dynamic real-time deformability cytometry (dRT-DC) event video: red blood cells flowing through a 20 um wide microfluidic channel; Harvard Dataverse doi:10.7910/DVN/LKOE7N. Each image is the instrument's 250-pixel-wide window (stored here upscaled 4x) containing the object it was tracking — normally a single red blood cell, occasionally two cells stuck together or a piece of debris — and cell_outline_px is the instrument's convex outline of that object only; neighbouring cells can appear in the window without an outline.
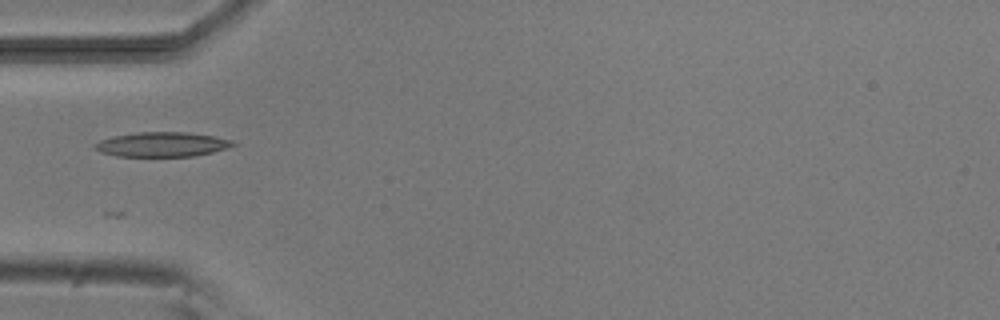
{"species": "common noctule bat (a hibernating species)", "species_latin": "Nyctalus noctula", "temperature_condition": "room temperature", "stored_images_in_passage": 8, "camera_frame_rate_fps": 3000, "um_per_image_px": 0.085, "animal": {"sex": "male", "body_mass_g": 20.5, "forearm_length_mm": 52.5}, "frame": {"image": 1, "passage_image": 5, "time_ms": 5.333, "image_size_px": [1000, 320], "cell_outline_px": [[236, 144], [228, 148], [196, 156], [116, 156], [100, 152], [92, 148], [92, 144], [100, 140], [112, 136], [136, 132], [188, 132], [212, 136], [232, 140]], "centroid_in_image_um": [13.72, 12.27], "position_along_channel_um": 71.3, "area_um2": 19.94}}
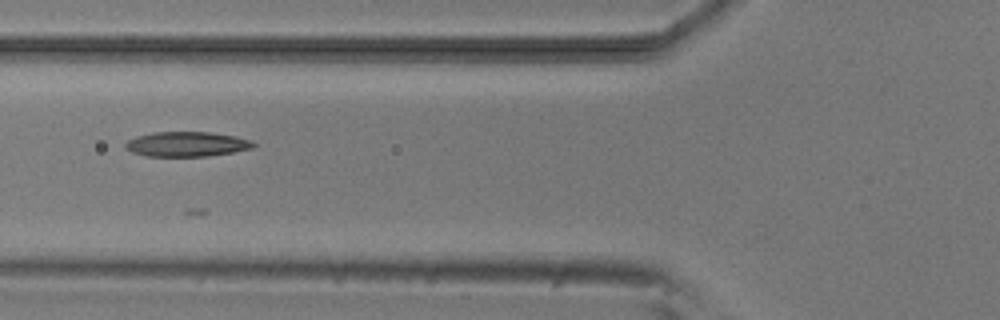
{"frame": {"image": 2, "passage_image": 6, "time_ms": 6.333, "image_size_px": [1000, 320], "cell_outline_px": [[256, 144], [252, 148], [232, 152], [208, 156], [148, 156], [132, 152], [124, 148], [124, 144], [128, 140], [136, 136], [152, 132], [208, 132], [236, 136], [252, 140]], "centroid_in_image_um": [15.86, 12.24], "position_along_channel_um": 109.9, "area_um2": 18.55}}
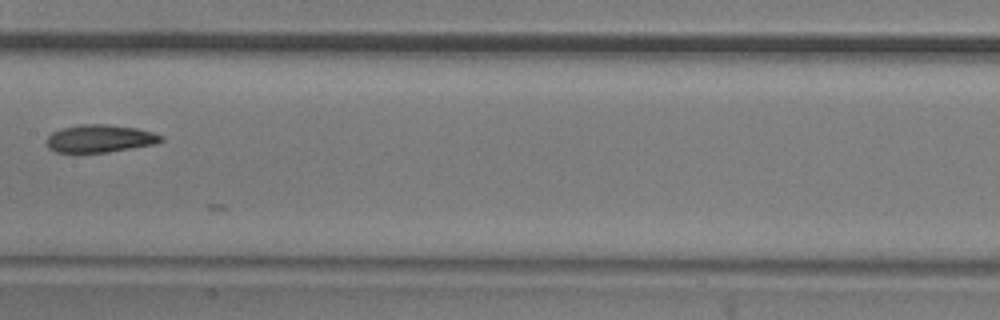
{"frame": {"image": 3, "passage_image": 8, "time_ms": 8.667, "image_size_px": [1000, 320], "cell_outline_px": [[164, 140], [156, 144], [108, 152], [56, 152], [48, 148], [44, 140], [52, 132], [60, 128], [80, 124], [104, 124], [136, 128], [152, 132], [164, 136]], "centroid_in_image_um": [8.47, 11.77], "position_along_channel_um": 198.9, "area_um2": 18.61}}